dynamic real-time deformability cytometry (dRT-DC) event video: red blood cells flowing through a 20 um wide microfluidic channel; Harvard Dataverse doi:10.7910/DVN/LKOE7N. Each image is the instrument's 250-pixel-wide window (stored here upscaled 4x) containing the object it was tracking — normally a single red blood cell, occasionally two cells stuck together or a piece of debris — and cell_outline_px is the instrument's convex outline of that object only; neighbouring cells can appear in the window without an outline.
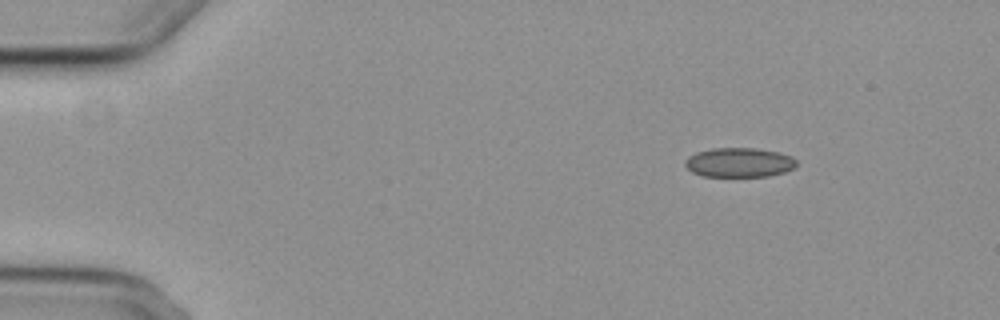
{"species": "common noctule bat (a hibernating species)", "species_latin": "Nyctalus noctula", "temperature_condition": "cold", "stored_images_in_passage": 4, "camera_frame_rate_fps": 3000, "um_per_image_px": 0.085, "animal": {"sex": "female", "body_mass_g": 29.2, "forearm_length_mm": 56.3}, "frame": {"image": 1, "passage_image": 4, "time_ms": 5.333, "image_size_px": [1000, 320], "cell_outline_px": [[796, 164], [792, 168], [784, 172], [768, 176], [704, 176], [692, 172], [684, 164], [684, 160], [688, 156], [696, 152], [712, 148], [756, 148], [780, 152], [792, 156], [796, 160]], "centroid_in_image_um": [62.82, 13.8], "position_along_channel_um": 22.2, "area_um2": 19.13}}